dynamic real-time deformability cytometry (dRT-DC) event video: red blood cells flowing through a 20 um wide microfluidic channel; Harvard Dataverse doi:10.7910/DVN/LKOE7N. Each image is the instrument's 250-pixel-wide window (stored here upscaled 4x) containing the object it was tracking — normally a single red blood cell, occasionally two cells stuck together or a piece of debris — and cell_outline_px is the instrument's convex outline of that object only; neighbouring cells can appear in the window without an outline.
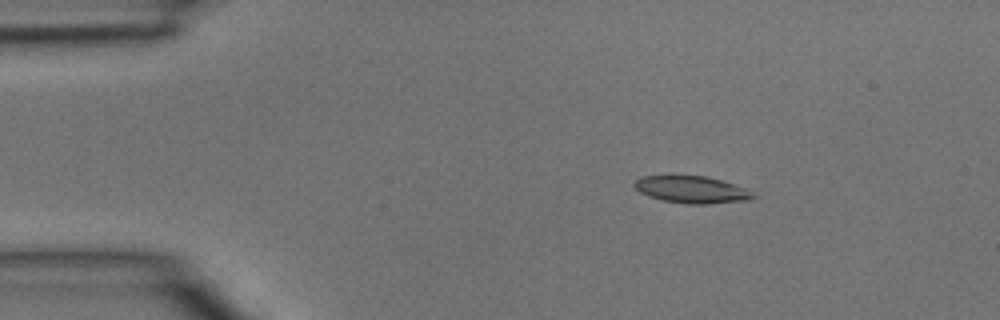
{"species": "common noctule bat (a hibernating species)", "species_latin": "Nyctalus noctula", "temperature_condition": "room temperature", "stored_images_in_passage": 39, "camera_frame_rate_fps": 3000, "um_per_image_px": 0.085, "animal": {"sex": "male", "body_mass_g": 15.6}, "frame": {"image": 1, "passage_image": 1, "time_ms": 0.0, "image_size_px": [1000, 320], "cell_outline_px": [[756, 196], [752, 200], [704, 204], [688, 204], [664, 200], [648, 196], [640, 192], [632, 184], [636, 180], [644, 176], [704, 176], [720, 180], [744, 188], [752, 192]], "centroid_in_image_um": [58.8, 16.13], "position_along_channel_um": 26.2, "area_um2": 18.44}}
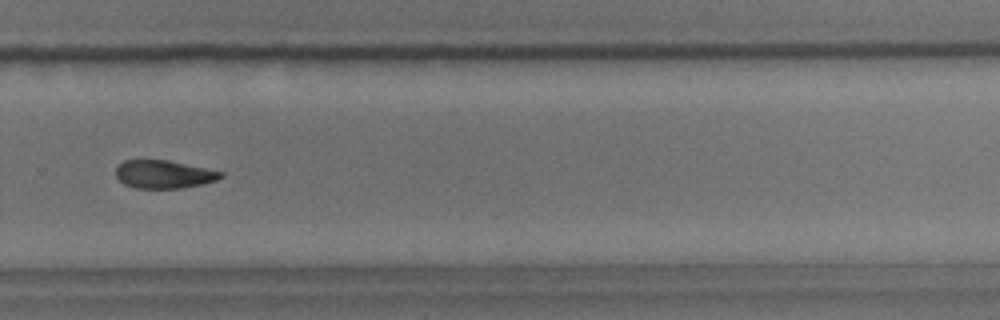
{"frame": {"image": 2, "passage_image": 25, "time_ms": 8.0, "image_size_px": [1000, 320], "cell_outline_px": [[224, 176], [216, 180], [184, 188], [136, 188], [124, 184], [116, 176], [116, 168], [124, 160], [168, 160], [224, 172]], "centroid_in_image_um": [13.93, 14.81], "position_along_channel_um": 315.9, "area_um2": 17.05}}
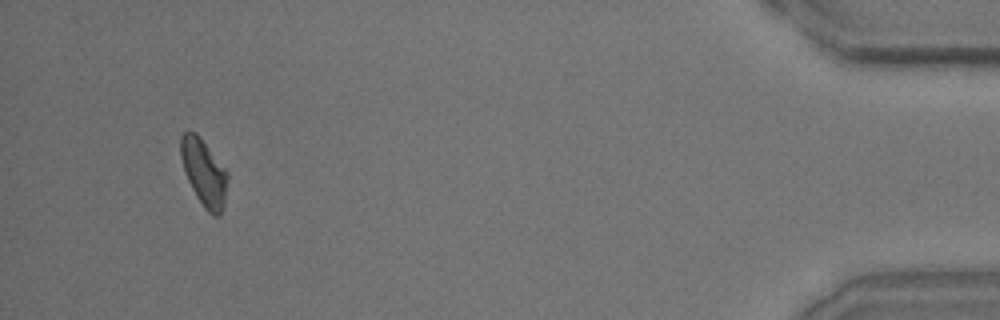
{"frame": {"image": 3, "passage_image": 37, "time_ms": 12.0, "image_size_px": [1000, 320], "cell_outline_px": [[228, 180], [224, 204], [220, 216], [212, 216], [204, 208], [196, 196], [184, 172], [180, 156], [180, 136], [184, 132], [196, 132], [200, 136], [228, 172]], "centroid_in_image_um": [17.33, 14.67], "position_along_channel_um": 417.9, "area_um2": 18.38}}